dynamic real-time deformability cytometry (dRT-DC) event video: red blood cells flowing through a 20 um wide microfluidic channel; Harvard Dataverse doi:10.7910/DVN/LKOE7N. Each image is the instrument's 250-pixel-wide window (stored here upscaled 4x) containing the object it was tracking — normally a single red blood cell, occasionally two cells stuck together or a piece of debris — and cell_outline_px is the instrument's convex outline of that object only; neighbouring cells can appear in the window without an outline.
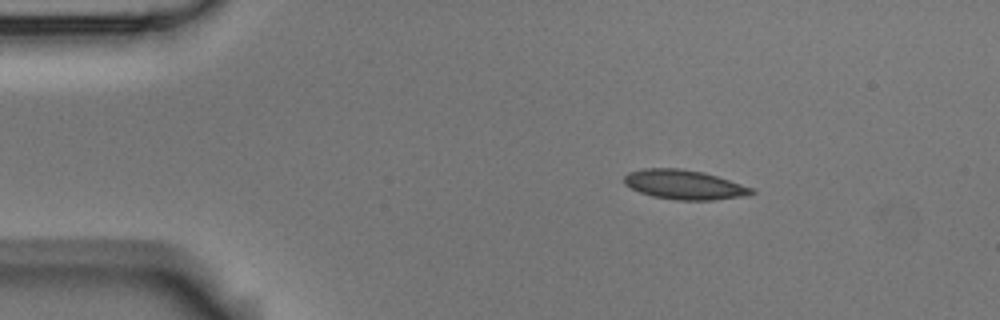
{"species": "Egyptian fruit bat (a non-hibernating species)", "species_latin": "Rousettus aegyptiacus", "temperature_condition": "room temperature", "stored_images_in_passage": 3, "camera_frame_rate_fps": 3000, "um_per_image_px": 0.085, "animal": {"sex": "male"}, "frame": {"image": 1, "passage_image": 1, "time_ms": 0.0, "image_size_px": [1000, 320], "cell_outline_px": [[756, 192], [740, 196], [712, 200], [676, 200], [652, 196], [640, 192], [624, 184], [624, 176], [628, 172], [644, 168], [680, 168], [704, 172], [752, 188]], "centroid_in_image_um": [58.1, 15.69], "position_along_channel_um": 26.9, "area_um2": 21.62}}